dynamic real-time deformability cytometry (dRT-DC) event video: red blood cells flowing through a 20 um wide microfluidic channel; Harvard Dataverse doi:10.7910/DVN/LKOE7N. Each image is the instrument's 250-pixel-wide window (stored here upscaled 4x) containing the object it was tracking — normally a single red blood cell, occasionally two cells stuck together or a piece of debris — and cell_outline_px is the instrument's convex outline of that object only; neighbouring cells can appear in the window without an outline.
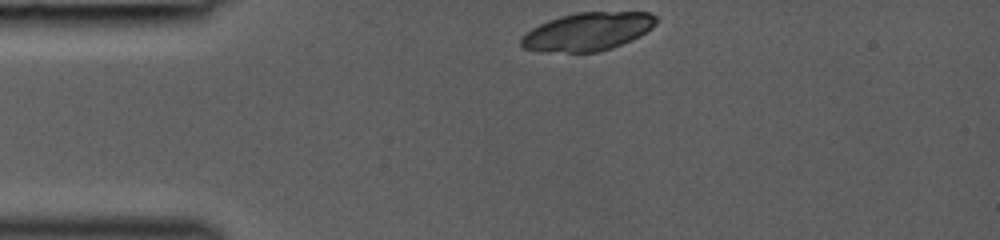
{"species": "common noctule bat (a hibernating species)", "species_latin": "Nyctalus noctula", "temperature_condition": "room temperature", "stored_images_in_passage": 5, "camera_frame_rate_fps": 3000, "um_per_image_px": 0.085, "animal": {"sex": "female", "body_mass_g": 19.0, "forearm_length_mm": 53.3}, "frame": {"image": 1, "passage_image": 1, "time_ms": 0.0, "image_size_px": [1000, 240], "cell_outline_px": [[656, 24], [652, 28], [640, 36], [632, 40], [612, 48], [596, 52], [540, 52], [524, 48], [520, 44], [520, 40], [532, 28], [548, 20], [560, 16], [576, 12], [648, 12], [656, 16]], "centroid_in_image_um": [49.96, 2.69], "position_along_channel_um": 35.0, "area_um2": 30.06}}